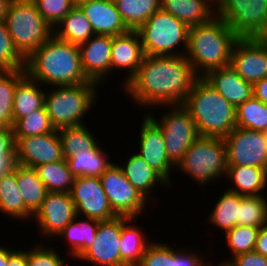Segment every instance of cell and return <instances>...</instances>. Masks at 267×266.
I'll use <instances>...</instances> for the list:
<instances>
[{"label": "cell", "instance_id": "1", "mask_svg": "<svg viewBox=\"0 0 267 266\" xmlns=\"http://www.w3.org/2000/svg\"><path fill=\"white\" fill-rule=\"evenodd\" d=\"M198 78L185 55H145L123 89L135 105L155 109L159 105L183 104Z\"/></svg>", "mask_w": 267, "mask_h": 266}, {"label": "cell", "instance_id": "2", "mask_svg": "<svg viewBox=\"0 0 267 266\" xmlns=\"http://www.w3.org/2000/svg\"><path fill=\"white\" fill-rule=\"evenodd\" d=\"M25 71L43 87L91 82L84 73L79 46L54 35L26 58Z\"/></svg>", "mask_w": 267, "mask_h": 266}, {"label": "cell", "instance_id": "3", "mask_svg": "<svg viewBox=\"0 0 267 266\" xmlns=\"http://www.w3.org/2000/svg\"><path fill=\"white\" fill-rule=\"evenodd\" d=\"M239 39L226 22L215 15L210 21L189 27L186 58L198 77L230 66L232 49Z\"/></svg>", "mask_w": 267, "mask_h": 266}, {"label": "cell", "instance_id": "4", "mask_svg": "<svg viewBox=\"0 0 267 266\" xmlns=\"http://www.w3.org/2000/svg\"><path fill=\"white\" fill-rule=\"evenodd\" d=\"M183 105L189 110L200 136L225 138L236 123V108L203 77L193 84Z\"/></svg>", "mask_w": 267, "mask_h": 266}, {"label": "cell", "instance_id": "5", "mask_svg": "<svg viewBox=\"0 0 267 266\" xmlns=\"http://www.w3.org/2000/svg\"><path fill=\"white\" fill-rule=\"evenodd\" d=\"M100 85L94 81L67 86H53L46 91L45 108L53 126L60 128L83 125L85 115L98 98Z\"/></svg>", "mask_w": 267, "mask_h": 266}, {"label": "cell", "instance_id": "6", "mask_svg": "<svg viewBox=\"0 0 267 266\" xmlns=\"http://www.w3.org/2000/svg\"><path fill=\"white\" fill-rule=\"evenodd\" d=\"M144 55H185L189 27L170 13L157 10L137 30ZM182 49L179 51V49Z\"/></svg>", "mask_w": 267, "mask_h": 266}, {"label": "cell", "instance_id": "7", "mask_svg": "<svg viewBox=\"0 0 267 266\" xmlns=\"http://www.w3.org/2000/svg\"><path fill=\"white\" fill-rule=\"evenodd\" d=\"M4 20L15 47L25 59L53 35V28L32 0H11Z\"/></svg>", "mask_w": 267, "mask_h": 266}, {"label": "cell", "instance_id": "8", "mask_svg": "<svg viewBox=\"0 0 267 266\" xmlns=\"http://www.w3.org/2000/svg\"><path fill=\"white\" fill-rule=\"evenodd\" d=\"M227 167L223 138L199 136L188 148L175 170L190 175L197 184L206 186L210 182L224 178Z\"/></svg>", "mask_w": 267, "mask_h": 266}, {"label": "cell", "instance_id": "9", "mask_svg": "<svg viewBox=\"0 0 267 266\" xmlns=\"http://www.w3.org/2000/svg\"><path fill=\"white\" fill-rule=\"evenodd\" d=\"M160 106L170 109V112H164L160 116V120L153 112L144 114H147L161 128L166 154L169 160L177 166L200 134L189 110L183 104Z\"/></svg>", "mask_w": 267, "mask_h": 266}, {"label": "cell", "instance_id": "10", "mask_svg": "<svg viewBox=\"0 0 267 266\" xmlns=\"http://www.w3.org/2000/svg\"><path fill=\"white\" fill-rule=\"evenodd\" d=\"M216 15L239 38H262L267 31V0H222Z\"/></svg>", "mask_w": 267, "mask_h": 266}, {"label": "cell", "instance_id": "11", "mask_svg": "<svg viewBox=\"0 0 267 266\" xmlns=\"http://www.w3.org/2000/svg\"><path fill=\"white\" fill-rule=\"evenodd\" d=\"M100 180L110 205L118 216L139 220V215L146 212L148 200L128 181L118 163L111 164L100 176Z\"/></svg>", "mask_w": 267, "mask_h": 266}, {"label": "cell", "instance_id": "12", "mask_svg": "<svg viewBox=\"0 0 267 266\" xmlns=\"http://www.w3.org/2000/svg\"><path fill=\"white\" fill-rule=\"evenodd\" d=\"M129 217L117 216L108 221H100L95 240L77 260L95 266H128L121 258L119 249L122 226Z\"/></svg>", "mask_w": 267, "mask_h": 266}, {"label": "cell", "instance_id": "13", "mask_svg": "<svg viewBox=\"0 0 267 266\" xmlns=\"http://www.w3.org/2000/svg\"><path fill=\"white\" fill-rule=\"evenodd\" d=\"M227 166L267 169V142L263 131L234 128L225 138Z\"/></svg>", "mask_w": 267, "mask_h": 266}, {"label": "cell", "instance_id": "14", "mask_svg": "<svg viewBox=\"0 0 267 266\" xmlns=\"http://www.w3.org/2000/svg\"><path fill=\"white\" fill-rule=\"evenodd\" d=\"M76 214L84 218L108 221L118 215L113 211L100 177L77 176L70 191Z\"/></svg>", "mask_w": 267, "mask_h": 266}, {"label": "cell", "instance_id": "15", "mask_svg": "<svg viewBox=\"0 0 267 266\" xmlns=\"http://www.w3.org/2000/svg\"><path fill=\"white\" fill-rule=\"evenodd\" d=\"M77 216L71 194L67 192H47L41 207L33 215L32 221L39 236L54 239Z\"/></svg>", "mask_w": 267, "mask_h": 266}, {"label": "cell", "instance_id": "16", "mask_svg": "<svg viewBox=\"0 0 267 266\" xmlns=\"http://www.w3.org/2000/svg\"><path fill=\"white\" fill-rule=\"evenodd\" d=\"M230 67L253 85L267 78V42L262 38H239L232 49Z\"/></svg>", "mask_w": 267, "mask_h": 266}, {"label": "cell", "instance_id": "17", "mask_svg": "<svg viewBox=\"0 0 267 266\" xmlns=\"http://www.w3.org/2000/svg\"><path fill=\"white\" fill-rule=\"evenodd\" d=\"M14 140L15 163L18 165L34 168L38 165L64 159L62 143L57 129L51 133L14 138Z\"/></svg>", "mask_w": 267, "mask_h": 266}, {"label": "cell", "instance_id": "18", "mask_svg": "<svg viewBox=\"0 0 267 266\" xmlns=\"http://www.w3.org/2000/svg\"><path fill=\"white\" fill-rule=\"evenodd\" d=\"M142 117L138 144L140 149L138 148L136 153L157 171L172 189L171 174L173 172L171 170H174L176 166L166 154L162 130L147 114Z\"/></svg>", "mask_w": 267, "mask_h": 266}, {"label": "cell", "instance_id": "19", "mask_svg": "<svg viewBox=\"0 0 267 266\" xmlns=\"http://www.w3.org/2000/svg\"><path fill=\"white\" fill-rule=\"evenodd\" d=\"M78 46L86 77L102 85L111 75L112 36L94 34Z\"/></svg>", "mask_w": 267, "mask_h": 266}, {"label": "cell", "instance_id": "20", "mask_svg": "<svg viewBox=\"0 0 267 266\" xmlns=\"http://www.w3.org/2000/svg\"><path fill=\"white\" fill-rule=\"evenodd\" d=\"M144 56L141 39L136 30L112 36L111 73L115 70L127 71L125 80L121 83L123 87L137 73Z\"/></svg>", "mask_w": 267, "mask_h": 266}, {"label": "cell", "instance_id": "21", "mask_svg": "<svg viewBox=\"0 0 267 266\" xmlns=\"http://www.w3.org/2000/svg\"><path fill=\"white\" fill-rule=\"evenodd\" d=\"M77 6L91 23L94 34L117 36L129 31L114 1L82 0Z\"/></svg>", "mask_w": 267, "mask_h": 266}, {"label": "cell", "instance_id": "22", "mask_svg": "<svg viewBox=\"0 0 267 266\" xmlns=\"http://www.w3.org/2000/svg\"><path fill=\"white\" fill-rule=\"evenodd\" d=\"M203 78L235 108L254 96L253 84L242 79L230 66L211 70Z\"/></svg>", "mask_w": 267, "mask_h": 266}, {"label": "cell", "instance_id": "23", "mask_svg": "<svg viewBox=\"0 0 267 266\" xmlns=\"http://www.w3.org/2000/svg\"><path fill=\"white\" fill-rule=\"evenodd\" d=\"M190 250L173 248L154 240L147 246L137 266H205L206 259L202 253Z\"/></svg>", "mask_w": 267, "mask_h": 266}, {"label": "cell", "instance_id": "24", "mask_svg": "<svg viewBox=\"0 0 267 266\" xmlns=\"http://www.w3.org/2000/svg\"><path fill=\"white\" fill-rule=\"evenodd\" d=\"M128 181L147 200L160 185L170 189V184L137 153H132L125 164L119 165ZM159 185V186H158ZM157 187V188H156ZM168 187V188H167Z\"/></svg>", "mask_w": 267, "mask_h": 266}, {"label": "cell", "instance_id": "25", "mask_svg": "<svg viewBox=\"0 0 267 266\" xmlns=\"http://www.w3.org/2000/svg\"><path fill=\"white\" fill-rule=\"evenodd\" d=\"M161 9L188 27L204 24L216 15V7L207 0H161Z\"/></svg>", "mask_w": 267, "mask_h": 266}, {"label": "cell", "instance_id": "26", "mask_svg": "<svg viewBox=\"0 0 267 266\" xmlns=\"http://www.w3.org/2000/svg\"><path fill=\"white\" fill-rule=\"evenodd\" d=\"M227 179L231 181L227 190L242 196L262 195L267 189V169L252 166H228Z\"/></svg>", "mask_w": 267, "mask_h": 266}, {"label": "cell", "instance_id": "27", "mask_svg": "<svg viewBox=\"0 0 267 266\" xmlns=\"http://www.w3.org/2000/svg\"><path fill=\"white\" fill-rule=\"evenodd\" d=\"M0 212L10 218L32 221L33 214L24 206L16 179V164L0 176Z\"/></svg>", "mask_w": 267, "mask_h": 266}, {"label": "cell", "instance_id": "28", "mask_svg": "<svg viewBox=\"0 0 267 266\" xmlns=\"http://www.w3.org/2000/svg\"><path fill=\"white\" fill-rule=\"evenodd\" d=\"M81 218V220H80ZM100 220L76 216L57 236L64 238L65 242L69 243L67 257L77 259L95 240V235L98 229ZM75 258V259H74Z\"/></svg>", "mask_w": 267, "mask_h": 266}, {"label": "cell", "instance_id": "29", "mask_svg": "<svg viewBox=\"0 0 267 266\" xmlns=\"http://www.w3.org/2000/svg\"><path fill=\"white\" fill-rule=\"evenodd\" d=\"M41 88V89H40ZM46 91L27 74L17 83L13 104V124L30 112L45 106Z\"/></svg>", "mask_w": 267, "mask_h": 266}, {"label": "cell", "instance_id": "30", "mask_svg": "<svg viewBox=\"0 0 267 266\" xmlns=\"http://www.w3.org/2000/svg\"><path fill=\"white\" fill-rule=\"evenodd\" d=\"M53 35L62 41L79 45L94 35L91 23L76 5L54 28Z\"/></svg>", "mask_w": 267, "mask_h": 266}, {"label": "cell", "instance_id": "31", "mask_svg": "<svg viewBox=\"0 0 267 266\" xmlns=\"http://www.w3.org/2000/svg\"><path fill=\"white\" fill-rule=\"evenodd\" d=\"M98 143L93 149L76 153L66 159L71 173L77 176L100 177L114 162Z\"/></svg>", "mask_w": 267, "mask_h": 266}, {"label": "cell", "instance_id": "32", "mask_svg": "<svg viewBox=\"0 0 267 266\" xmlns=\"http://www.w3.org/2000/svg\"><path fill=\"white\" fill-rule=\"evenodd\" d=\"M132 221L137 223V218H130L122 226L119 249L122 260L128 266H137L142 260L143 254L151 241H148V238L146 237L147 234L143 233L144 230L132 223Z\"/></svg>", "mask_w": 267, "mask_h": 266}, {"label": "cell", "instance_id": "33", "mask_svg": "<svg viewBox=\"0 0 267 266\" xmlns=\"http://www.w3.org/2000/svg\"><path fill=\"white\" fill-rule=\"evenodd\" d=\"M16 179L24 206L34 215L41 207L48 191L34 168L16 164Z\"/></svg>", "mask_w": 267, "mask_h": 266}, {"label": "cell", "instance_id": "34", "mask_svg": "<svg viewBox=\"0 0 267 266\" xmlns=\"http://www.w3.org/2000/svg\"><path fill=\"white\" fill-rule=\"evenodd\" d=\"M240 195L229 190L221 193L208 215L209 224L218 227L221 233L239 226Z\"/></svg>", "mask_w": 267, "mask_h": 266}, {"label": "cell", "instance_id": "35", "mask_svg": "<svg viewBox=\"0 0 267 266\" xmlns=\"http://www.w3.org/2000/svg\"><path fill=\"white\" fill-rule=\"evenodd\" d=\"M34 170L48 192L70 193L75 176L71 173L66 159L38 165Z\"/></svg>", "mask_w": 267, "mask_h": 266}, {"label": "cell", "instance_id": "36", "mask_svg": "<svg viewBox=\"0 0 267 266\" xmlns=\"http://www.w3.org/2000/svg\"><path fill=\"white\" fill-rule=\"evenodd\" d=\"M25 75V69L0 70V129L13 127L16 85Z\"/></svg>", "mask_w": 267, "mask_h": 266}, {"label": "cell", "instance_id": "37", "mask_svg": "<svg viewBox=\"0 0 267 266\" xmlns=\"http://www.w3.org/2000/svg\"><path fill=\"white\" fill-rule=\"evenodd\" d=\"M122 21L129 30H137L147 19L161 9V0L114 1Z\"/></svg>", "mask_w": 267, "mask_h": 266}, {"label": "cell", "instance_id": "38", "mask_svg": "<svg viewBox=\"0 0 267 266\" xmlns=\"http://www.w3.org/2000/svg\"><path fill=\"white\" fill-rule=\"evenodd\" d=\"M86 124L58 129L64 159L93 149L98 144L97 136L92 134Z\"/></svg>", "mask_w": 267, "mask_h": 266}, {"label": "cell", "instance_id": "39", "mask_svg": "<svg viewBox=\"0 0 267 266\" xmlns=\"http://www.w3.org/2000/svg\"><path fill=\"white\" fill-rule=\"evenodd\" d=\"M236 123L239 128L256 131L267 130V104L254 96L236 108Z\"/></svg>", "mask_w": 267, "mask_h": 266}, {"label": "cell", "instance_id": "40", "mask_svg": "<svg viewBox=\"0 0 267 266\" xmlns=\"http://www.w3.org/2000/svg\"><path fill=\"white\" fill-rule=\"evenodd\" d=\"M12 130L14 138H24L51 133L56 128L53 126L44 106L17 120L13 124Z\"/></svg>", "mask_w": 267, "mask_h": 266}, {"label": "cell", "instance_id": "41", "mask_svg": "<svg viewBox=\"0 0 267 266\" xmlns=\"http://www.w3.org/2000/svg\"><path fill=\"white\" fill-rule=\"evenodd\" d=\"M240 195L239 226L263 227L267 225V197Z\"/></svg>", "mask_w": 267, "mask_h": 266}, {"label": "cell", "instance_id": "42", "mask_svg": "<svg viewBox=\"0 0 267 266\" xmlns=\"http://www.w3.org/2000/svg\"><path fill=\"white\" fill-rule=\"evenodd\" d=\"M260 229V227L236 225L224 232L231 258L241 253L254 251Z\"/></svg>", "mask_w": 267, "mask_h": 266}, {"label": "cell", "instance_id": "43", "mask_svg": "<svg viewBox=\"0 0 267 266\" xmlns=\"http://www.w3.org/2000/svg\"><path fill=\"white\" fill-rule=\"evenodd\" d=\"M26 59L13 43L4 19H0V70L25 69Z\"/></svg>", "mask_w": 267, "mask_h": 266}, {"label": "cell", "instance_id": "44", "mask_svg": "<svg viewBox=\"0 0 267 266\" xmlns=\"http://www.w3.org/2000/svg\"><path fill=\"white\" fill-rule=\"evenodd\" d=\"M45 19L54 28L76 5L74 0H32Z\"/></svg>", "mask_w": 267, "mask_h": 266}, {"label": "cell", "instance_id": "45", "mask_svg": "<svg viewBox=\"0 0 267 266\" xmlns=\"http://www.w3.org/2000/svg\"><path fill=\"white\" fill-rule=\"evenodd\" d=\"M43 245L45 244L42 242L36 243L33 248L28 249L27 266H67L65 258L62 259L55 248Z\"/></svg>", "mask_w": 267, "mask_h": 266}, {"label": "cell", "instance_id": "46", "mask_svg": "<svg viewBox=\"0 0 267 266\" xmlns=\"http://www.w3.org/2000/svg\"><path fill=\"white\" fill-rule=\"evenodd\" d=\"M232 266H267V257L252 251L238 254L228 260Z\"/></svg>", "mask_w": 267, "mask_h": 266}, {"label": "cell", "instance_id": "47", "mask_svg": "<svg viewBox=\"0 0 267 266\" xmlns=\"http://www.w3.org/2000/svg\"><path fill=\"white\" fill-rule=\"evenodd\" d=\"M0 156H15V140L11 128L0 129Z\"/></svg>", "mask_w": 267, "mask_h": 266}, {"label": "cell", "instance_id": "48", "mask_svg": "<svg viewBox=\"0 0 267 266\" xmlns=\"http://www.w3.org/2000/svg\"><path fill=\"white\" fill-rule=\"evenodd\" d=\"M254 251L267 257V225L261 227Z\"/></svg>", "mask_w": 267, "mask_h": 266}, {"label": "cell", "instance_id": "49", "mask_svg": "<svg viewBox=\"0 0 267 266\" xmlns=\"http://www.w3.org/2000/svg\"><path fill=\"white\" fill-rule=\"evenodd\" d=\"M254 97L267 104V78H264L253 85Z\"/></svg>", "mask_w": 267, "mask_h": 266}, {"label": "cell", "instance_id": "50", "mask_svg": "<svg viewBox=\"0 0 267 266\" xmlns=\"http://www.w3.org/2000/svg\"><path fill=\"white\" fill-rule=\"evenodd\" d=\"M7 266H27V250L18 249L8 261Z\"/></svg>", "mask_w": 267, "mask_h": 266}, {"label": "cell", "instance_id": "51", "mask_svg": "<svg viewBox=\"0 0 267 266\" xmlns=\"http://www.w3.org/2000/svg\"><path fill=\"white\" fill-rule=\"evenodd\" d=\"M15 164V156H0V176L9 172Z\"/></svg>", "mask_w": 267, "mask_h": 266}, {"label": "cell", "instance_id": "52", "mask_svg": "<svg viewBox=\"0 0 267 266\" xmlns=\"http://www.w3.org/2000/svg\"><path fill=\"white\" fill-rule=\"evenodd\" d=\"M0 245V266H7L9 258L17 251Z\"/></svg>", "mask_w": 267, "mask_h": 266}, {"label": "cell", "instance_id": "53", "mask_svg": "<svg viewBox=\"0 0 267 266\" xmlns=\"http://www.w3.org/2000/svg\"><path fill=\"white\" fill-rule=\"evenodd\" d=\"M11 0H0V19H4Z\"/></svg>", "mask_w": 267, "mask_h": 266}, {"label": "cell", "instance_id": "54", "mask_svg": "<svg viewBox=\"0 0 267 266\" xmlns=\"http://www.w3.org/2000/svg\"><path fill=\"white\" fill-rule=\"evenodd\" d=\"M211 263H213V262H210L209 263L210 265H209L208 262H207L205 266H213V264H211ZM216 266H232V265L230 264L229 261H222V262H220L218 264L216 263Z\"/></svg>", "mask_w": 267, "mask_h": 266}, {"label": "cell", "instance_id": "55", "mask_svg": "<svg viewBox=\"0 0 267 266\" xmlns=\"http://www.w3.org/2000/svg\"><path fill=\"white\" fill-rule=\"evenodd\" d=\"M209 3H211L214 7H217L221 4L222 0H207Z\"/></svg>", "mask_w": 267, "mask_h": 266}, {"label": "cell", "instance_id": "56", "mask_svg": "<svg viewBox=\"0 0 267 266\" xmlns=\"http://www.w3.org/2000/svg\"><path fill=\"white\" fill-rule=\"evenodd\" d=\"M262 39H263L265 42H267V31H266V33L262 36Z\"/></svg>", "mask_w": 267, "mask_h": 266}, {"label": "cell", "instance_id": "57", "mask_svg": "<svg viewBox=\"0 0 267 266\" xmlns=\"http://www.w3.org/2000/svg\"><path fill=\"white\" fill-rule=\"evenodd\" d=\"M263 133H264V136H265V140L267 142V130L266 131H263Z\"/></svg>", "mask_w": 267, "mask_h": 266}]
</instances>
